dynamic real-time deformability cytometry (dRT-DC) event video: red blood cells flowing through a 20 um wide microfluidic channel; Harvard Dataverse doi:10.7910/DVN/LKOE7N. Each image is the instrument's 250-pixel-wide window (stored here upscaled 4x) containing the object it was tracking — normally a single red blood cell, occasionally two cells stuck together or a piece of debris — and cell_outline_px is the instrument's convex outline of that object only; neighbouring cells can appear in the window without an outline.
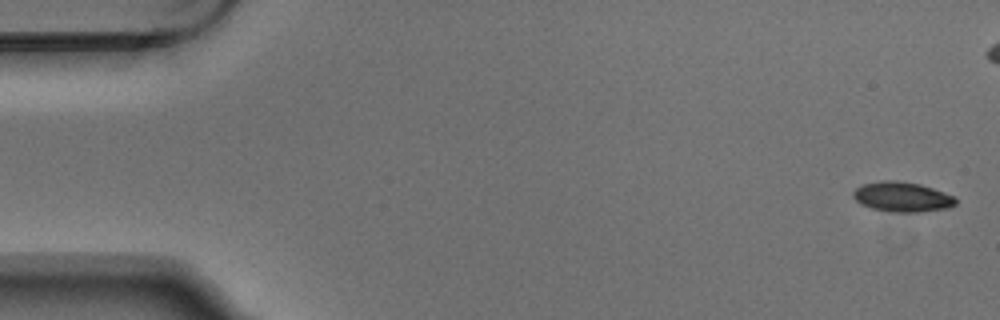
{"species": "Egyptian fruit bat (a non-hibernating species)", "species_latin": "Rousettus aegyptiacus", "temperature_condition": "warm", "stored_images_in_passage": 6, "camera_frame_rate_fps": 3000, "um_per_image_px": 0.085, "animal": {"sex": "male"}, "frame": {"image": 1, "passage_image": 1, "time_ms": 0.0, "image_size_px": [1000, 320], "cell_outline_px": [[956, 204], [948, 208], [920, 212], [888, 212], [872, 208], [860, 204], [852, 196], [852, 192], [856, 188], [864, 184], [880, 180], [892, 180], [920, 184], [956, 196]], "centroid_in_image_um": [76.68, 16.74], "position_along_channel_um": 8.3, "area_um2": 17.98}}
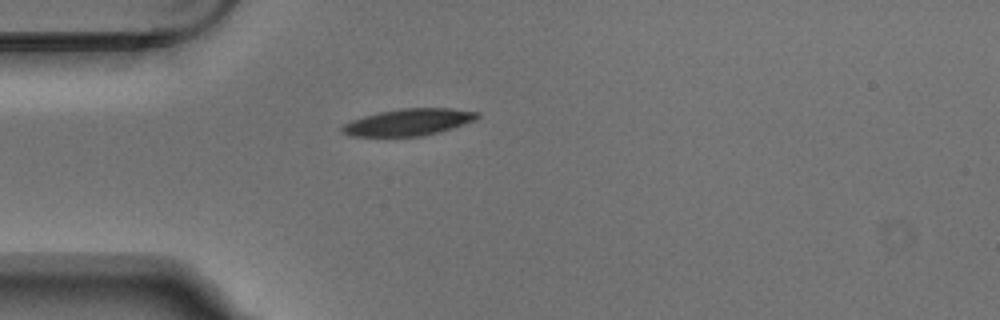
{"frame": {"image": 2, "passage_image": 6, "time_ms": 1.667, "image_size_px": [1000, 320], "cell_outline_px": [[480, 116], [476, 120], [440, 132], [424, 136], [352, 136], [344, 132], [340, 128], [344, 124], [352, 120], [364, 116], [380, 112], [404, 108], [448, 108], [480, 112]], "centroid_in_image_um": [34.78, 10.38], "position_along_channel_um": 50.2, "area_um2": 20.98}}